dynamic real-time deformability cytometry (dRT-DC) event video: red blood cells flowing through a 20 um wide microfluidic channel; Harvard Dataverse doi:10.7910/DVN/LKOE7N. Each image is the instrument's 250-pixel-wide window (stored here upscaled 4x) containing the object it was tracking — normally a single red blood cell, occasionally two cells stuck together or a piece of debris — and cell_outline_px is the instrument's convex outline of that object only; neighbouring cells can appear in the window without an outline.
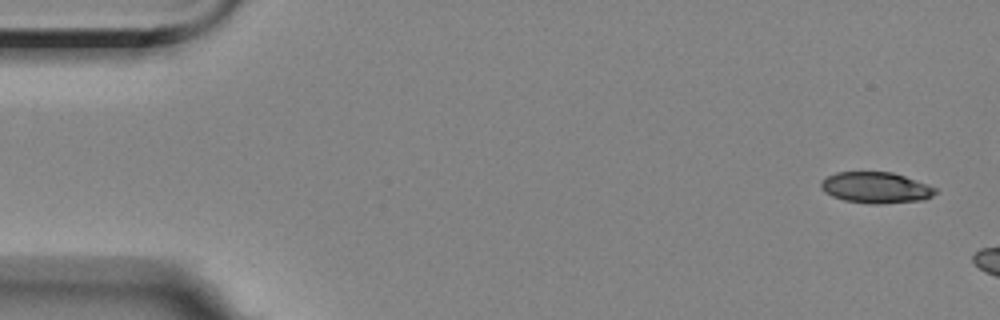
{"species": "Egyptian fruit bat (a non-hibernating species)", "species_latin": "Rousettus aegyptiacus", "temperature_condition": "room temperature", "stored_images_in_passage": 3, "camera_frame_rate_fps": 3000, "um_per_image_px": 0.085, "animal": {"sex": "female"}, "frame": {"image": 1, "passage_image": 1, "time_ms": 0.0, "image_size_px": [1000, 320], "cell_outline_px": [[936, 192], [932, 196], [924, 200], [880, 204], [868, 204], [844, 200], [832, 196], [824, 192], [820, 188], [820, 180], [836, 172], [892, 172], [904, 176], [936, 188]], "centroid_in_image_um": [74.4, 15.96], "position_along_channel_um": 10.6, "area_um2": 20.75}}